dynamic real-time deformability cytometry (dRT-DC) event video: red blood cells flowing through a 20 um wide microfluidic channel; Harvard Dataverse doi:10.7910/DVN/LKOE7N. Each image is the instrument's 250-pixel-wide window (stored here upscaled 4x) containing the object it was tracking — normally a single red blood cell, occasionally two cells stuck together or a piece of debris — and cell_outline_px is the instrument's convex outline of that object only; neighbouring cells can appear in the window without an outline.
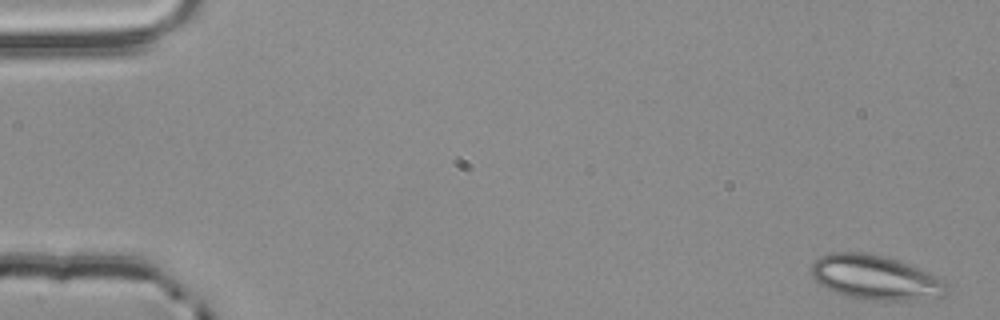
{"species": "common noctule bat (a hibernating species)", "species_latin": "Nyctalus noctula", "temperature_condition": "room temperature", "stored_images_in_passage": 3, "camera_frame_rate_fps": 3000, "um_per_image_px": 0.085, "animal": {"sex": "male", "body_mass_g": 20.4}, "frame": {"image": 1, "passage_image": 1, "time_ms": 0.0, "image_size_px": [1000, 320], "cell_outline_px": [[948, 296], [912, 300], [860, 300], [836, 292], [820, 284], [812, 276], [812, 264], [820, 256], [828, 252], [868, 252], [884, 256], [920, 268], [940, 276], [948, 280]], "centroid_in_image_um": [74.49, 23.59], "position_along_channel_um": 10.5, "area_um2": 35.6}}